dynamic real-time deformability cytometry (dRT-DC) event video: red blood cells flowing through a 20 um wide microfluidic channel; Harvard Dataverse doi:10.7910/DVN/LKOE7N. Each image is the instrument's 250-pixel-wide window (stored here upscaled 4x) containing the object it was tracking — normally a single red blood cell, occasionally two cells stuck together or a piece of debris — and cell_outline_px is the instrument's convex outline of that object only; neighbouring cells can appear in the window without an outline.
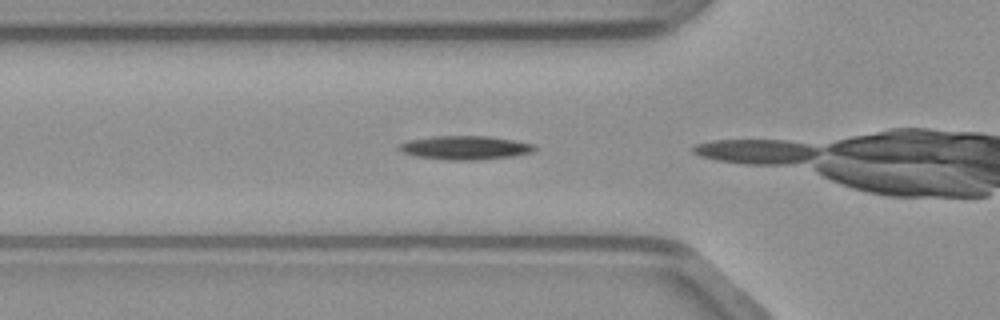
{"species": "common noctule bat (a hibernating species)", "species_latin": "Nyctalus noctula", "temperature_condition": "warm", "stored_images_in_passage": 10, "camera_frame_rate_fps": 3000, "um_per_image_px": 0.085, "animal": {"sex": "male", "body_mass_g": 23.1, "forearm_length_mm": 52.7}, "frame": {"image": 1, "passage_image": 9, "time_ms": 2.667, "image_size_px": [1000, 320], "cell_outline_px": [[536, 148], [532, 152], [512, 156], [480, 160], [448, 160], [416, 156], [400, 152], [396, 148], [400, 144], [408, 140], [432, 136], [488, 136], [536, 144]], "centroid_in_image_um": [39.51, 12.55], "position_along_channel_um": 86.3, "area_um2": 18.84}}